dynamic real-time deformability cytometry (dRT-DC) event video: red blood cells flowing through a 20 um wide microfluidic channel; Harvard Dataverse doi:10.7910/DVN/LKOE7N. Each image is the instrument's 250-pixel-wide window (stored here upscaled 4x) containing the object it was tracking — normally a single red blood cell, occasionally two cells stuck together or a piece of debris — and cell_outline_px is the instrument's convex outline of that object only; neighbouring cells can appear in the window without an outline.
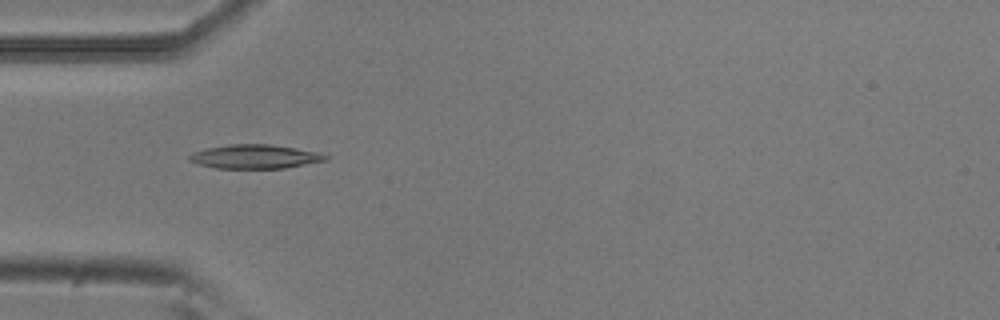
{"species": "common noctule bat (a hibernating species)", "species_latin": "Nyctalus noctula", "temperature_condition": "room temperature", "stored_images_in_passage": 6, "camera_frame_rate_fps": 3000, "um_per_image_px": 0.085, "animal": {"sex": "male", "body_mass_g": 20.5, "forearm_length_mm": 52.5}, "frame": {"image": 1, "passage_image": 5, "time_ms": 1.333, "image_size_px": [1000, 320], "cell_outline_px": [[328, 160], [284, 168], [216, 168], [200, 164], [188, 160], [188, 156], [192, 152], [204, 148], [228, 144], [272, 144], [320, 152], [328, 156]], "centroid_in_image_um": [21.67, 13.3], "position_along_channel_um": 63.3, "area_um2": 19.13}}
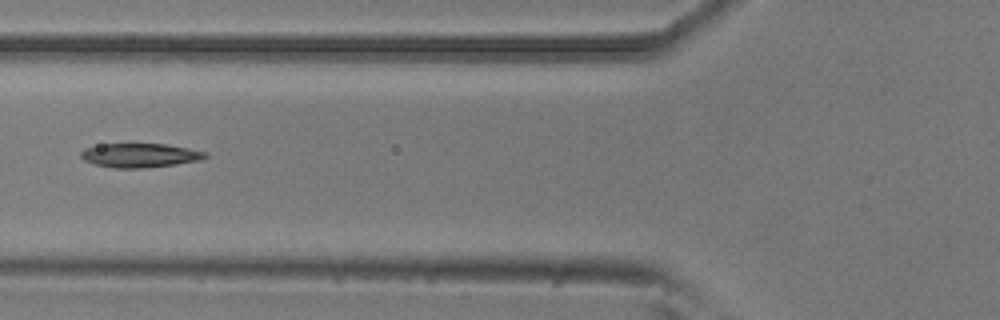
{"frame": {"image": 2, "passage_image": 6, "time_ms": 1.667, "image_size_px": [1000, 320], "cell_outline_px": [[208, 156], [200, 160], [176, 164], [140, 168], [112, 168], [92, 164], [84, 160], [80, 156], [80, 152], [84, 148], [100, 144], [164, 144], [204, 152]], "centroid_in_image_um": [11.8, 13.21], "position_along_channel_um": 114.0, "area_um2": 17.28}}